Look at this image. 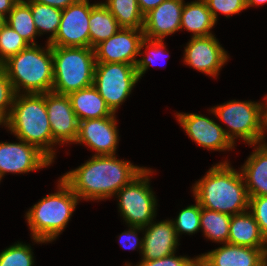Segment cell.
I'll return each instance as SVG.
<instances>
[{
    "instance_id": "20",
    "label": "cell",
    "mask_w": 267,
    "mask_h": 266,
    "mask_svg": "<svg viewBox=\"0 0 267 266\" xmlns=\"http://www.w3.org/2000/svg\"><path fill=\"white\" fill-rule=\"evenodd\" d=\"M241 168L248 196H267V144L260 143Z\"/></svg>"
},
{
    "instance_id": "3",
    "label": "cell",
    "mask_w": 267,
    "mask_h": 266,
    "mask_svg": "<svg viewBox=\"0 0 267 266\" xmlns=\"http://www.w3.org/2000/svg\"><path fill=\"white\" fill-rule=\"evenodd\" d=\"M6 120L5 127L9 128L14 136L36 146L53 161L55 152L52 145L57 143L52 137L45 104V93L16 94Z\"/></svg>"
},
{
    "instance_id": "46",
    "label": "cell",
    "mask_w": 267,
    "mask_h": 266,
    "mask_svg": "<svg viewBox=\"0 0 267 266\" xmlns=\"http://www.w3.org/2000/svg\"><path fill=\"white\" fill-rule=\"evenodd\" d=\"M16 3H18V2H22V1H24V0H14Z\"/></svg>"
},
{
    "instance_id": "38",
    "label": "cell",
    "mask_w": 267,
    "mask_h": 266,
    "mask_svg": "<svg viewBox=\"0 0 267 266\" xmlns=\"http://www.w3.org/2000/svg\"><path fill=\"white\" fill-rule=\"evenodd\" d=\"M33 1L63 10L67 8L69 5L75 4L79 0H33Z\"/></svg>"
},
{
    "instance_id": "5",
    "label": "cell",
    "mask_w": 267,
    "mask_h": 266,
    "mask_svg": "<svg viewBox=\"0 0 267 266\" xmlns=\"http://www.w3.org/2000/svg\"><path fill=\"white\" fill-rule=\"evenodd\" d=\"M58 192L41 199L26 213L33 240L49 242L63 231L76 208L79 197L60 179Z\"/></svg>"
},
{
    "instance_id": "15",
    "label": "cell",
    "mask_w": 267,
    "mask_h": 266,
    "mask_svg": "<svg viewBox=\"0 0 267 266\" xmlns=\"http://www.w3.org/2000/svg\"><path fill=\"white\" fill-rule=\"evenodd\" d=\"M115 113L108 117L79 121L75 143H84L96 151V156L115 155L118 145Z\"/></svg>"
},
{
    "instance_id": "8",
    "label": "cell",
    "mask_w": 267,
    "mask_h": 266,
    "mask_svg": "<svg viewBox=\"0 0 267 266\" xmlns=\"http://www.w3.org/2000/svg\"><path fill=\"white\" fill-rule=\"evenodd\" d=\"M151 173V170L145 168L115 194L119 197L118 205L121 216L128 226H147L156 215V198L149 187Z\"/></svg>"
},
{
    "instance_id": "22",
    "label": "cell",
    "mask_w": 267,
    "mask_h": 266,
    "mask_svg": "<svg viewBox=\"0 0 267 266\" xmlns=\"http://www.w3.org/2000/svg\"><path fill=\"white\" fill-rule=\"evenodd\" d=\"M68 96L79 121L98 119L114 114L93 85L72 92Z\"/></svg>"
},
{
    "instance_id": "13",
    "label": "cell",
    "mask_w": 267,
    "mask_h": 266,
    "mask_svg": "<svg viewBox=\"0 0 267 266\" xmlns=\"http://www.w3.org/2000/svg\"><path fill=\"white\" fill-rule=\"evenodd\" d=\"M45 104L53 140L58 144L75 142L79 120L72 108L69 96L47 92Z\"/></svg>"
},
{
    "instance_id": "4",
    "label": "cell",
    "mask_w": 267,
    "mask_h": 266,
    "mask_svg": "<svg viewBox=\"0 0 267 266\" xmlns=\"http://www.w3.org/2000/svg\"><path fill=\"white\" fill-rule=\"evenodd\" d=\"M1 67L7 73L16 94L20 89L27 94L52 92L54 80L53 54L47 42L44 50L38 45H29L17 55L11 56Z\"/></svg>"
},
{
    "instance_id": "28",
    "label": "cell",
    "mask_w": 267,
    "mask_h": 266,
    "mask_svg": "<svg viewBox=\"0 0 267 266\" xmlns=\"http://www.w3.org/2000/svg\"><path fill=\"white\" fill-rule=\"evenodd\" d=\"M26 2L30 5L38 34L40 35L44 32H51V35L47 41L50 43L57 35L62 17V10L42 3L34 2L33 0H26Z\"/></svg>"
},
{
    "instance_id": "41",
    "label": "cell",
    "mask_w": 267,
    "mask_h": 266,
    "mask_svg": "<svg viewBox=\"0 0 267 266\" xmlns=\"http://www.w3.org/2000/svg\"><path fill=\"white\" fill-rule=\"evenodd\" d=\"M246 2V7H251L254 5H261L267 3V0H245Z\"/></svg>"
},
{
    "instance_id": "27",
    "label": "cell",
    "mask_w": 267,
    "mask_h": 266,
    "mask_svg": "<svg viewBox=\"0 0 267 266\" xmlns=\"http://www.w3.org/2000/svg\"><path fill=\"white\" fill-rule=\"evenodd\" d=\"M232 216L201 207L200 226L204 235L214 242L228 243Z\"/></svg>"
},
{
    "instance_id": "10",
    "label": "cell",
    "mask_w": 267,
    "mask_h": 266,
    "mask_svg": "<svg viewBox=\"0 0 267 266\" xmlns=\"http://www.w3.org/2000/svg\"><path fill=\"white\" fill-rule=\"evenodd\" d=\"M94 4L79 0L62 10L55 38L49 43L59 47H90V14Z\"/></svg>"
},
{
    "instance_id": "16",
    "label": "cell",
    "mask_w": 267,
    "mask_h": 266,
    "mask_svg": "<svg viewBox=\"0 0 267 266\" xmlns=\"http://www.w3.org/2000/svg\"><path fill=\"white\" fill-rule=\"evenodd\" d=\"M177 118L187 135L199 146L218 151L234 147L224 129L214 120L194 113H178Z\"/></svg>"
},
{
    "instance_id": "33",
    "label": "cell",
    "mask_w": 267,
    "mask_h": 266,
    "mask_svg": "<svg viewBox=\"0 0 267 266\" xmlns=\"http://www.w3.org/2000/svg\"><path fill=\"white\" fill-rule=\"evenodd\" d=\"M208 9L211 11L215 21H217L218 11L225 14L228 18L232 14H238L245 10V0H204Z\"/></svg>"
},
{
    "instance_id": "39",
    "label": "cell",
    "mask_w": 267,
    "mask_h": 266,
    "mask_svg": "<svg viewBox=\"0 0 267 266\" xmlns=\"http://www.w3.org/2000/svg\"><path fill=\"white\" fill-rule=\"evenodd\" d=\"M165 0H137L140 12L145 15Z\"/></svg>"
},
{
    "instance_id": "30",
    "label": "cell",
    "mask_w": 267,
    "mask_h": 266,
    "mask_svg": "<svg viewBox=\"0 0 267 266\" xmlns=\"http://www.w3.org/2000/svg\"><path fill=\"white\" fill-rule=\"evenodd\" d=\"M195 205H191L181 210L175 221H172L177 237L179 234H193L201 229L200 216L201 206L196 200Z\"/></svg>"
},
{
    "instance_id": "1",
    "label": "cell",
    "mask_w": 267,
    "mask_h": 266,
    "mask_svg": "<svg viewBox=\"0 0 267 266\" xmlns=\"http://www.w3.org/2000/svg\"><path fill=\"white\" fill-rule=\"evenodd\" d=\"M144 169L130 161L118 160L115 155H94L61 179L79 199L101 200L112 197Z\"/></svg>"
},
{
    "instance_id": "24",
    "label": "cell",
    "mask_w": 267,
    "mask_h": 266,
    "mask_svg": "<svg viewBox=\"0 0 267 266\" xmlns=\"http://www.w3.org/2000/svg\"><path fill=\"white\" fill-rule=\"evenodd\" d=\"M89 23L91 48L112 37L121 29L117 20L102 3L94 4L91 8Z\"/></svg>"
},
{
    "instance_id": "6",
    "label": "cell",
    "mask_w": 267,
    "mask_h": 266,
    "mask_svg": "<svg viewBox=\"0 0 267 266\" xmlns=\"http://www.w3.org/2000/svg\"><path fill=\"white\" fill-rule=\"evenodd\" d=\"M54 80L52 92L69 95L93 85L96 59L91 47L51 46Z\"/></svg>"
},
{
    "instance_id": "32",
    "label": "cell",
    "mask_w": 267,
    "mask_h": 266,
    "mask_svg": "<svg viewBox=\"0 0 267 266\" xmlns=\"http://www.w3.org/2000/svg\"><path fill=\"white\" fill-rule=\"evenodd\" d=\"M143 47L146 48V57L144 56L143 58L138 59L135 66L139 79L146 72L149 66H152L153 63L155 64L159 57H164L163 53L165 52L163 51V49H166L163 40H149L146 38L141 42V49ZM147 50L149 51L147 52Z\"/></svg>"
},
{
    "instance_id": "14",
    "label": "cell",
    "mask_w": 267,
    "mask_h": 266,
    "mask_svg": "<svg viewBox=\"0 0 267 266\" xmlns=\"http://www.w3.org/2000/svg\"><path fill=\"white\" fill-rule=\"evenodd\" d=\"M214 36L192 37L184 50V62L194 69L216 77L229 57Z\"/></svg>"
},
{
    "instance_id": "36",
    "label": "cell",
    "mask_w": 267,
    "mask_h": 266,
    "mask_svg": "<svg viewBox=\"0 0 267 266\" xmlns=\"http://www.w3.org/2000/svg\"><path fill=\"white\" fill-rule=\"evenodd\" d=\"M175 253L154 260H142L137 266H192L199 258L190 259L189 257L175 256Z\"/></svg>"
},
{
    "instance_id": "23",
    "label": "cell",
    "mask_w": 267,
    "mask_h": 266,
    "mask_svg": "<svg viewBox=\"0 0 267 266\" xmlns=\"http://www.w3.org/2000/svg\"><path fill=\"white\" fill-rule=\"evenodd\" d=\"M216 24L204 0L185 4L182 10L181 28L193 33V37L213 35L210 31Z\"/></svg>"
},
{
    "instance_id": "26",
    "label": "cell",
    "mask_w": 267,
    "mask_h": 266,
    "mask_svg": "<svg viewBox=\"0 0 267 266\" xmlns=\"http://www.w3.org/2000/svg\"><path fill=\"white\" fill-rule=\"evenodd\" d=\"M102 4L121 28L143 29L144 15L139 10L137 0H107V3Z\"/></svg>"
},
{
    "instance_id": "31",
    "label": "cell",
    "mask_w": 267,
    "mask_h": 266,
    "mask_svg": "<svg viewBox=\"0 0 267 266\" xmlns=\"http://www.w3.org/2000/svg\"><path fill=\"white\" fill-rule=\"evenodd\" d=\"M30 246L17 243L0 253V266H33L34 257Z\"/></svg>"
},
{
    "instance_id": "21",
    "label": "cell",
    "mask_w": 267,
    "mask_h": 266,
    "mask_svg": "<svg viewBox=\"0 0 267 266\" xmlns=\"http://www.w3.org/2000/svg\"><path fill=\"white\" fill-rule=\"evenodd\" d=\"M228 243L251 248H267V240L250 211L232 215Z\"/></svg>"
},
{
    "instance_id": "37",
    "label": "cell",
    "mask_w": 267,
    "mask_h": 266,
    "mask_svg": "<svg viewBox=\"0 0 267 266\" xmlns=\"http://www.w3.org/2000/svg\"><path fill=\"white\" fill-rule=\"evenodd\" d=\"M130 230L122 233L119 236V243L121 244V247L123 249H129V250H134L138 247L140 248L141 253H142V248H143V239L139 240L137 236V231L138 230H144L142 227L139 226H129ZM128 246V247H127Z\"/></svg>"
},
{
    "instance_id": "9",
    "label": "cell",
    "mask_w": 267,
    "mask_h": 266,
    "mask_svg": "<svg viewBox=\"0 0 267 266\" xmlns=\"http://www.w3.org/2000/svg\"><path fill=\"white\" fill-rule=\"evenodd\" d=\"M139 81L134 65L126 63H96L93 86L115 113Z\"/></svg>"
},
{
    "instance_id": "45",
    "label": "cell",
    "mask_w": 267,
    "mask_h": 266,
    "mask_svg": "<svg viewBox=\"0 0 267 266\" xmlns=\"http://www.w3.org/2000/svg\"><path fill=\"white\" fill-rule=\"evenodd\" d=\"M6 22V18L3 17L1 14H0V29L1 27L3 26V24Z\"/></svg>"
},
{
    "instance_id": "11",
    "label": "cell",
    "mask_w": 267,
    "mask_h": 266,
    "mask_svg": "<svg viewBox=\"0 0 267 266\" xmlns=\"http://www.w3.org/2000/svg\"><path fill=\"white\" fill-rule=\"evenodd\" d=\"M144 39L143 30L121 28L94 47L96 63H126L136 66V57L143 53L141 42Z\"/></svg>"
},
{
    "instance_id": "7",
    "label": "cell",
    "mask_w": 267,
    "mask_h": 266,
    "mask_svg": "<svg viewBox=\"0 0 267 266\" xmlns=\"http://www.w3.org/2000/svg\"><path fill=\"white\" fill-rule=\"evenodd\" d=\"M262 107L263 103L232 100L210 111L230 128L224 131L233 144L234 138L239 137L254 146L265 142Z\"/></svg>"
},
{
    "instance_id": "25",
    "label": "cell",
    "mask_w": 267,
    "mask_h": 266,
    "mask_svg": "<svg viewBox=\"0 0 267 266\" xmlns=\"http://www.w3.org/2000/svg\"><path fill=\"white\" fill-rule=\"evenodd\" d=\"M7 16L6 23L29 45H36L34 40L38 35V31L34 23L30 5L25 0L18 2Z\"/></svg>"
},
{
    "instance_id": "29",
    "label": "cell",
    "mask_w": 267,
    "mask_h": 266,
    "mask_svg": "<svg viewBox=\"0 0 267 266\" xmlns=\"http://www.w3.org/2000/svg\"><path fill=\"white\" fill-rule=\"evenodd\" d=\"M28 46L29 44L5 22L0 29V66Z\"/></svg>"
},
{
    "instance_id": "2",
    "label": "cell",
    "mask_w": 267,
    "mask_h": 266,
    "mask_svg": "<svg viewBox=\"0 0 267 266\" xmlns=\"http://www.w3.org/2000/svg\"><path fill=\"white\" fill-rule=\"evenodd\" d=\"M193 194L202 208L231 216L249 209V196L243 176L226 161L210 168L194 185Z\"/></svg>"
},
{
    "instance_id": "47",
    "label": "cell",
    "mask_w": 267,
    "mask_h": 266,
    "mask_svg": "<svg viewBox=\"0 0 267 266\" xmlns=\"http://www.w3.org/2000/svg\"><path fill=\"white\" fill-rule=\"evenodd\" d=\"M263 266H267V259L265 260Z\"/></svg>"
},
{
    "instance_id": "44",
    "label": "cell",
    "mask_w": 267,
    "mask_h": 266,
    "mask_svg": "<svg viewBox=\"0 0 267 266\" xmlns=\"http://www.w3.org/2000/svg\"><path fill=\"white\" fill-rule=\"evenodd\" d=\"M1 124H3L4 126L7 124V120L2 114H0V125Z\"/></svg>"
},
{
    "instance_id": "34",
    "label": "cell",
    "mask_w": 267,
    "mask_h": 266,
    "mask_svg": "<svg viewBox=\"0 0 267 266\" xmlns=\"http://www.w3.org/2000/svg\"><path fill=\"white\" fill-rule=\"evenodd\" d=\"M15 95L16 93L7 73L0 66V114H2L6 119L8 118L13 106Z\"/></svg>"
},
{
    "instance_id": "12",
    "label": "cell",
    "mask_w": 267,
    "mask_h": 266,
    "mask_svg": "<svg viewBox=\"0 0 267 266\" xmlns=\"http://www.w3.org/2000/svg\"><path fill=\"white\" fill-rule=\"evenodd\" d=\"M52 161L36 146L20 140L19 143L0 142V176L7 173H27L49 166Z\"/></svg>"
},
{
    "instance_id": "35",
    "label": "cell",
    "mask_w": 267,
    "mask_h": 266,
    "mask_svg": "<svg viewBox=\"0 0 267 266\" xmlns=\"http://www.w3.org/2000/svg\"><path fill=\"white\" fill-rule=\"evenodd\" d=\"M249 209L267 240V196L249 197Z\"/></svg>"
},
{
    "instance_id": "42",
    "label": "cell",
    "mask_w": 267,
    "mask_h": 266,
    "mask_svg": "<svg viewBox=\"0 0 267 266\" xmlns=\"http://www.w3.org/2000/svg\"><path fill=\"white\" fill-rule=\"evenodd\" d=\"M265 98H267V97H265ZM266 101H267V99H266ZM262 113H263V127H264V130L267 131V105L264 107V104H263Z\"/></svg>"
},
{
    "instance_id": "40",
    "label": "cell",
    "mask_w": 267,
    "mask_h": 266,
    "mask_svg": "<svg viewBox=\"0 0 267 266\" xmlns=\"http://www.w3.org/2000/svg\"><path fill=\"white\" fill-rule=\"evenodd\" d=\"M15 4L16 2L14 0H0V14L6 18L7 14L9 15Z\"/></svg>"
},
{
    "instance_id": "19",
    "label": "cell",
    "mask_w": 267,
    "mask_h": 266,
    "mask_svg": "<svg viewBox=\"0 0 267 266\" xmlns=\"http://www.w3.org/2000/svg\"><path fill=\"white\" fill-rule=\"evenodd\" d=\"M142 228H146L143 237L142 260L159 259L175 253L178 237L171 220L154 224L151 222Z\"/></svg>"
},
{
    "instance_id": "43",
    "label": "cell",
    "mask_w": 267,
    "mask_h": 266,
    "mask_svg": "<svg viewBox=\"0 0 267 266\" xmlns=\"http://www.w3.org/2000/svg\"><path fill=\"white\" fill-rule=\"evenodd\" d=\"M192 266H208L200 257L194 262Z\"/></svg>"
},
{
    "instance_id": "18",
    "label": "cell",
    "mask_w": 267,
    "mask_h": 266,
    "mask_svg": "<svg viewBox=\"0 0 267 266\" xmlns=\"http://www.w3.org/2000/svg\"><path fill=\"white\" fill-rule=\"evenodd\" d=\"M199 257L208 266H263L267 248H251L225 243Z\"/></svg>"
},
{
    "instance_id": "17",
    "label": "cell",
    "mask_w": 267,
    "mask_h": 266,
    "mask_svg": "<svg viewBox=\"0 0 267 266\" xmlns=\"http://www.w3.org/2000/svg\"><path fill=\"white\" fill-rule=\"evenodd\" d=\"M183 0H165L144 15L143 32L146 39L163 40L181 29Z\"/></svg>"
}]
</instances>
